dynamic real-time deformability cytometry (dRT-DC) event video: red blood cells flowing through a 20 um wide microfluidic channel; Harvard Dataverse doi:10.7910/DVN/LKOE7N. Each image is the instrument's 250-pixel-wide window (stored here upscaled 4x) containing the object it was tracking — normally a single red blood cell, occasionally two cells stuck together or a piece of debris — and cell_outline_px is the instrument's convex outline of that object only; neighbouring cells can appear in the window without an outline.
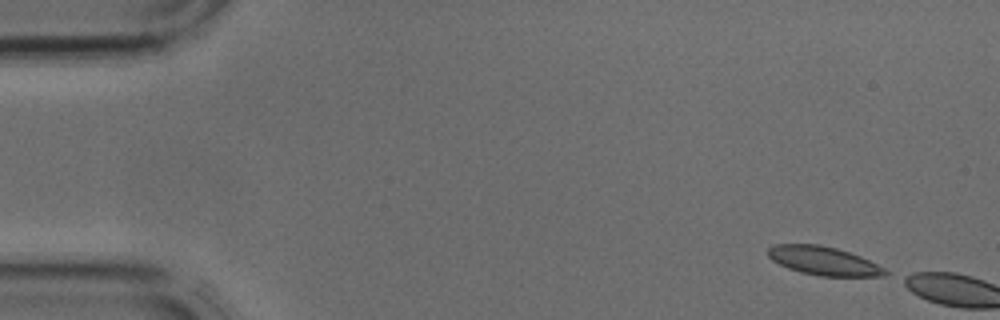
{"species": "common noctule bat (a hibernating species)", "species_latin": "Nyctalus noctula", "temperature_condition": "cold", "stored_images_in_passage": 3, "camera_frame_rate_fps": 3000, "um_per_image_px": 0.085, "animal": {"sex": "male", "body_mass_g": 17.9, "forearm_length_mm": 54.2}, "frame": {"image": 1, "passage_image": 1, "time_ms": 0.0, "image_size_px": [1000, 320], "cell_outline_px": [[888, 272], [884, 276], [820, 276], [800, 272], [788, 268], [772, 260], [768, 256], [768, 248], [776, 244], [820, 244], [836, 248], [860, 256], [884, 268]], "centroid_in_image_um": [69.98, 22.17], "position_along_channel_um": 15.0, "area_um2": 19.36}}